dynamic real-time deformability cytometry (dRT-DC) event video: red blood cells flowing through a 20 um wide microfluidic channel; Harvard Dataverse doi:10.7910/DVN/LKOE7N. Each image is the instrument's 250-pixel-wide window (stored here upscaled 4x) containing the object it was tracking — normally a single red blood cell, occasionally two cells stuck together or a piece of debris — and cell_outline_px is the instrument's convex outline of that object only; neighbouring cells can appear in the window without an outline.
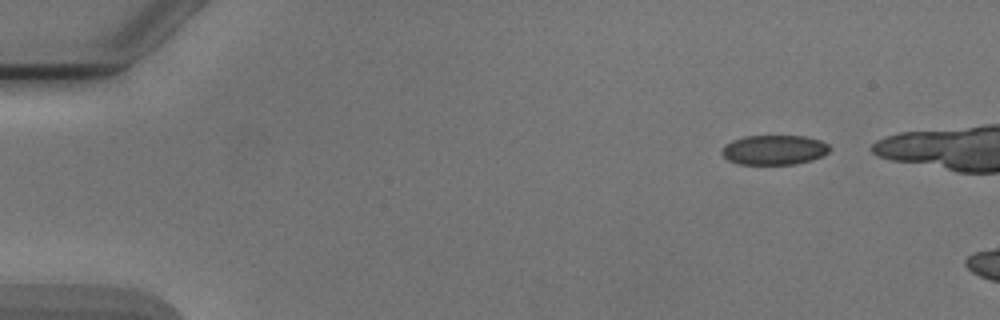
{"species": "Egyptian fruit bat (a non-hibernating species)", "species_latin": "Rousettus aegyptiacus", "temperature_condition": "cold", "stored_images_in_passage": 4, "camera_frame_rate_fps": 3000, "um_per_image_px": 0.085, "animal": {"sex": "male"}, "frame": {"image": 1, "passage_image": 1, "time_ms": 0.0, "image_size_px": [1000, 320], "cell_outline_px": [[832, 148], [824, 156], [812, 160], [796, 164], [740, 164], [728, 160], [720, 152], [720, 148], [724, 144], [732, 140], [744, 136], [804, 136], [820, 140], [828, 144]], "centroid_in_image_um": [65.8, 12.74], "position_along_channel_um": 19.2, "area_um2": 18.9}}